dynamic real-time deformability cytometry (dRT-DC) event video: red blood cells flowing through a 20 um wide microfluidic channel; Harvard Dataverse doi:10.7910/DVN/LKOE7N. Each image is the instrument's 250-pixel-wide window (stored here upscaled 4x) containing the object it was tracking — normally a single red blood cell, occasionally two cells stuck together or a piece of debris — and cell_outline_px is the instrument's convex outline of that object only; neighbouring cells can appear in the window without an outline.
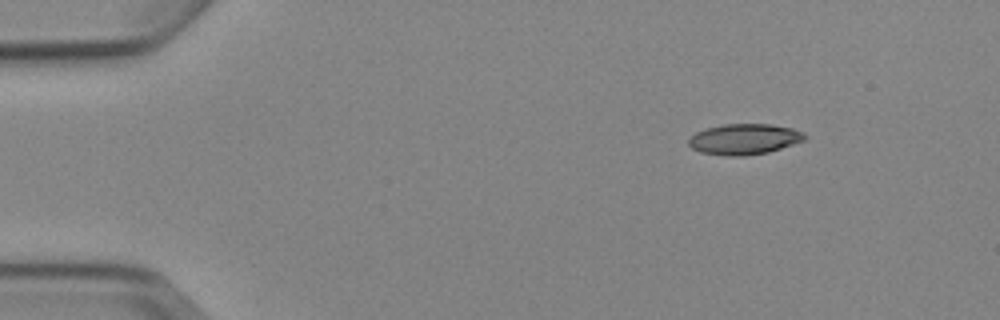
{"species": "Egyptian fruit bat (a non-hibernating species)", "species_latin": "Rousettus aegyptiacus", "temperature_condition": "cold", "stored_images_in_passage": 6, "camera_frame_rate_fps": 3000, "um_per_image_px": 0.085, "animal": {"sex": "female"}, "frame": {"image": 1, "passage_image": 1, "time_ms": 0.0, "image_size_px": [1000, 320], "cell_outline_px": [[808, 140], [768, 152], [744, 156], [728, 156], [700, 152], [692, 148], [688, 144], [688, 140], [696, 132], [708, 128], [724, 124], [772, 124], [792, 128], [804, 132], [808, 136]], "centroid_in_image_um": [63.32, 11.83], "position_along_channel_um": 21.7, "area_um2": 20.92}}
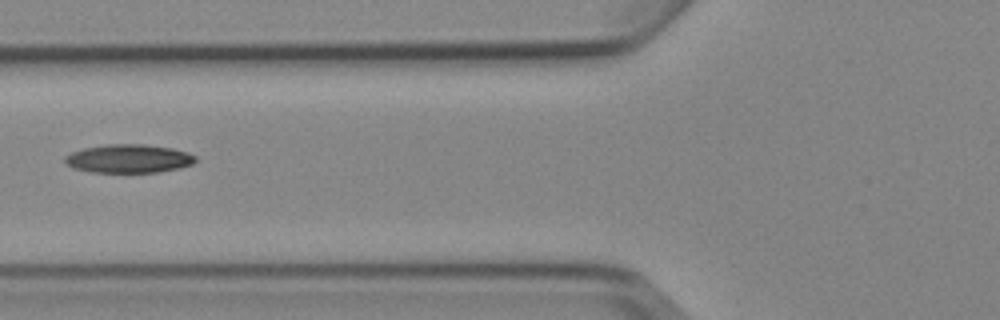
{"frame": {"image": 2, "passage_image": 5, "time_ms": 4.667, "image_size_px": [1000, 320], "cell_outline_px": [[196, 160], [192, 164], [180, 168], [156, 172], [92, 172], [72, 168], [64, 160], [64, 156], [72, 152], [84, 148], [108, 144], [144, 144], [172, 148], [188, 152], [196, 156]], "centroid_in_image_um": [10.95, 13.48], "position_along_channel_um": 114.9, "area_um2": 21.68}}
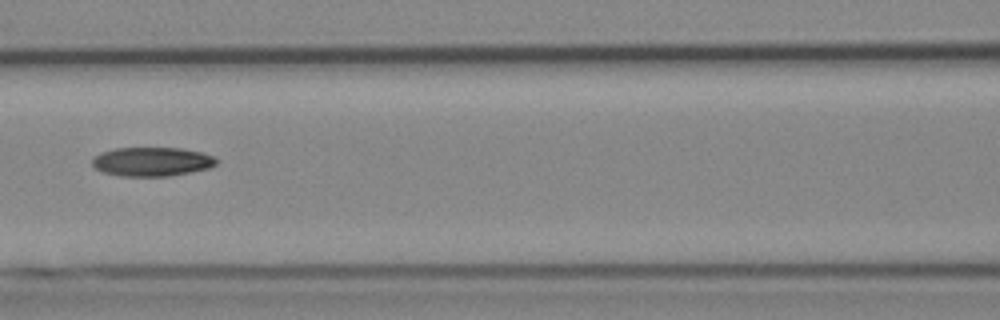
{"frame": {"image": 3, "passage_image": 6, "time_ms": 5.667, "image_size_px": [1000, 320], "cell_outline_px": [[220, 160], [216, 164], [208, 168], [168, 176], [120, 176], [104, 172], [96, 168], [92, 164], [92, 160], [100, 152], [116, 148], [184, 148], [200, 152], [212, 156]], "centroid_in_image_um": [12.92, 13.73], "position_along_channel_um": 153.7, "area_um2": 20.87}}